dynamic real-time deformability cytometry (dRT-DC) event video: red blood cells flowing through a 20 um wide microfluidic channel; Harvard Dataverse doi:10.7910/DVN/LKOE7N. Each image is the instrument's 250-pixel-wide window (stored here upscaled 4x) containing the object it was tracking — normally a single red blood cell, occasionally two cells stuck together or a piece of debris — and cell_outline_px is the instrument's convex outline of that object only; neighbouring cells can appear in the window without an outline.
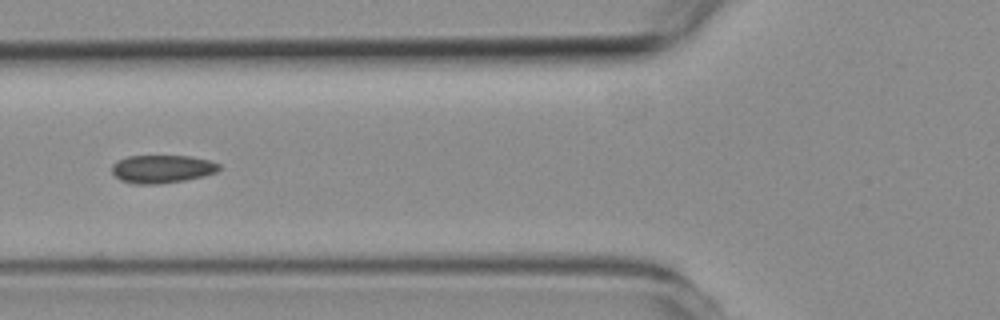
{"species": "common noctule bat (a hibernating species)", "species_latin": "Nyctalus noctula", "temperature_condition": "room temperature", "stored_images_in_passage": 4, "camera_frame_rate_fps": 3000, "um_per_image_px": 0.085, "animal": {"sex": "female", "body_mass_g": 19.3, "forearm_length_mm": 54.1}, "frame": {"image": 1, "passage_image": 3, "time_ms": 2.333, "image_size_px": [1000, 320], "cell_outline_px": [[220, 168], [216, 172], [204, 176], [184, 180], [156, 184], [132, 184], [120, 180], [112, 172], [112, 164], [116, 160], [128, 156], [192, 156], [208, 160], [220, 164]], "centroid_in_image_um": [13.75, 14.36], "position_along_channel_um": 112.0, "area_um2": 17.57}}
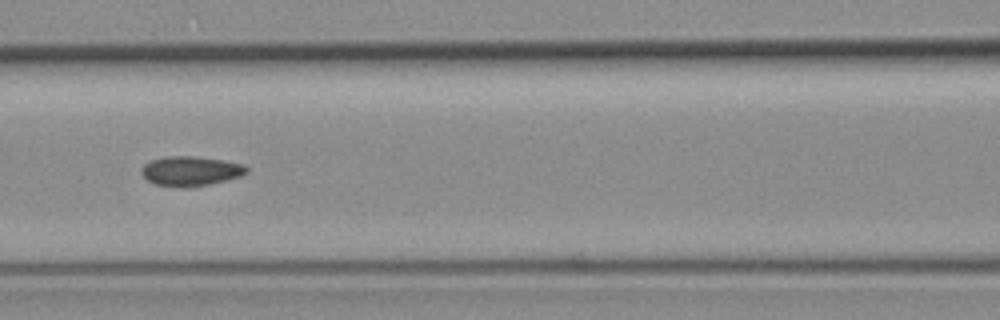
{"frame": {"image": 2, "passage_image": 4, "time_ms": 3.333, "image_size_px": [1000, 320], "cell_outline_px": [[248, 172], [240, 176], [208, 184], [188, 188], [156, 184], [148, 180], [140, 172], [140, 168], [144, 164], [152, 160], [168, 156], [192, 156], [220, 160], [244, 164], [248, 168]], "centroid_in_image_um": [16.19, 14.54], "position_along_channel_um": 150.4, "area_um2": 17.92}}